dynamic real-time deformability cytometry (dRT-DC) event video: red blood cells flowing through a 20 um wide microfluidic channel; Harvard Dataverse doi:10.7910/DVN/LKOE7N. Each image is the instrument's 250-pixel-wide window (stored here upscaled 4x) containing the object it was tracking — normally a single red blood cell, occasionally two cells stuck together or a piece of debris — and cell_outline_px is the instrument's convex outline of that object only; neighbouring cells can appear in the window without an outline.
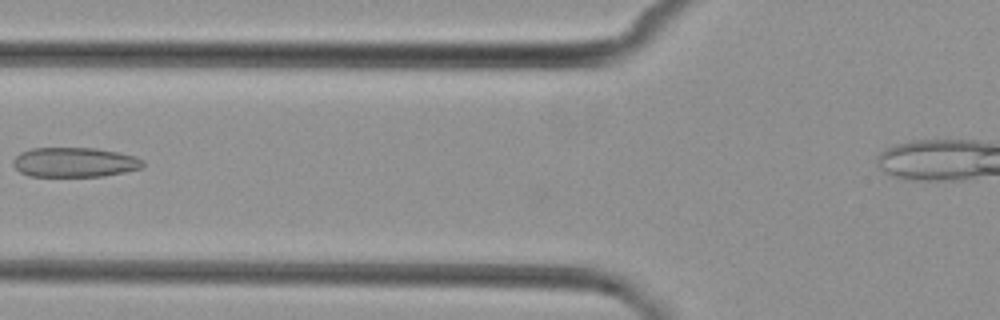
{"species": "common noctule bat (a hibernating species)", "species_latin": "Nyctalus noctula", "temperature_condition": "cold", "stored_images_in_passage": 7, "camera_frame_rate_fps": 3000, "um_per_image_px": 0.085, "animal": {"sex": "female", "body_mass_g": 29.2, "forearm_length_mm": 56.3}, "frame": {"image": 1, "passage_image": 6, "time_ms": 7.0, "image_size_px": [1000, 320], "cell_outline_px": [[144, 168], [104, 176], [28, 176], [20, 172], [12, 164], [12, 160], [20, 152], [32, 148], [96, 148], [136, 156], [144, 160]], "centroid_in_image_um": [6.35, 13.79], "position_along_channel_um": 119.5, "area_um2": 22.6}}
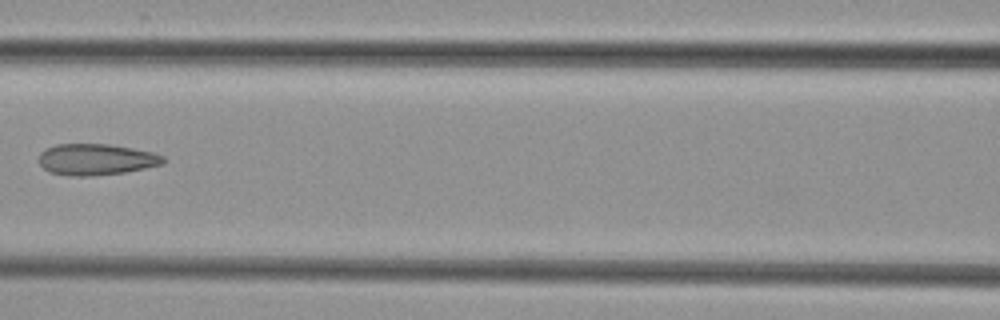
{"frame": {"image": 2, "passage_image": 7, "time_ms": 8.0, "image_size_px": [1000, 320], "cell_outline_px": [[168, 160], [164, 164], [124, 172], [92, 176], [68, 176], [48, 172], [40, 164], [40, 152], [44, 148], [56, 144], [108, 144], [132, 148], [152, 152], [164, 156]], "centroid_in_image_um": [8.17, 13.55], "position_along_channel_um": 158.4, "area_um2": 22.83}}